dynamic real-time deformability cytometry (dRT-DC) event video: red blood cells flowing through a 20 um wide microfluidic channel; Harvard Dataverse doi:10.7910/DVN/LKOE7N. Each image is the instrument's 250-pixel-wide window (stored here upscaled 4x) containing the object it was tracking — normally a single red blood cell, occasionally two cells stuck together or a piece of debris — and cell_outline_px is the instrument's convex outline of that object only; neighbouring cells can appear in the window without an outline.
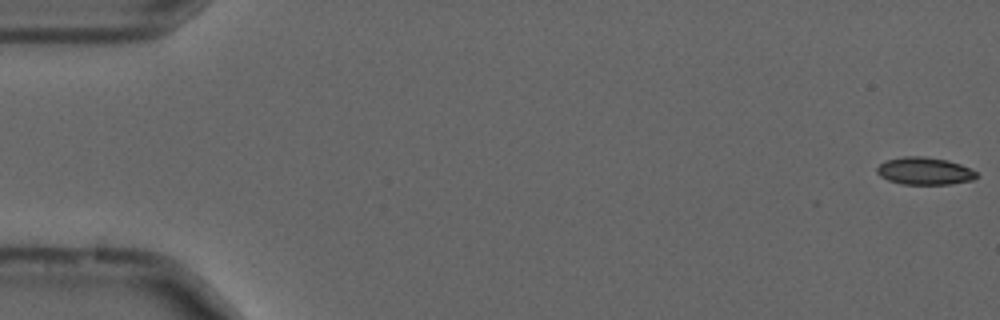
{"species": "common noctule bat (a hibernating species)", "species_latin": "Nyctalus noctula", "temperature_condition": "cold", "stored_images_in_passage": 56, "camera_frame_rate_fps": 3000, "um_per_image_px": 0.085, "animal": {"sex": "male", "forearm_length_mm": 52.5}, "frame": {"image": 1, "passage_image": 1, "time_ms": 0.0, "image_size_px": [1000, 320], "cell_outline_px": [[980, 176], [972, 180], [952, 184], [904, 184], [888, 180], [880, 176], [876, 172], [876, 168], [884, 160], [904, 156], [924, 156], [948, 160], [960, 164], [976, 172]], "centroid_in_image_um": [78.58, 14.53], "position_along_channel_um": 6.4, "area_um2": 16.01}}
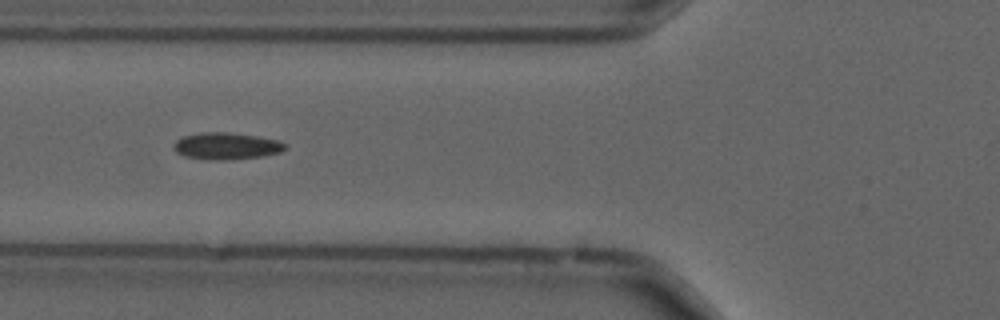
{"frame": {"image": 2, "passage_image": 21, "time_ms": 6.667, "image_size_px": [1000, 320], "cell_outline_px": [[288, 148], [280, 152], [260, 156], [228, 160], [216, 160], [184, 156], [176, 152], [172, 148], [172, 144], [180, 136], [200, 132], [228, 132], [256, 136], [280, 140], [288, 144]], "centroid_in_image_um": [19.23, 12.4], "position_along_channel_um": 106.6, "area_um2": 17.69}}
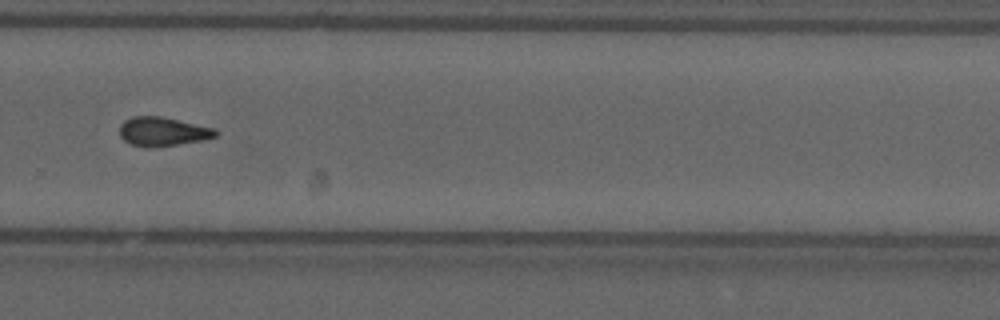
{"frame": {"image": 3, "passage_image": 38, "time_ms": 12.333, "image_size_px": [1000, 320], "cell_outline_px": [[220, 132], [216, 136], [204, 140], [152, 148], [148, 148], [132, 144], [124, 140], [120, 136], [120, 124], [124, 120], [132, 116], [160, 116], [216, 128]], "centroid_in_image_um": [13.85, 11.18], "position_along_channel_um": 316.0, "area_um2": 16.36}, "authors_computed_cell_mechanics": {"area_um2": 16.2707, "velocity_mm_per_s": 3.7038, "shape_relaxation_time_tau1_ms": 7.4933, "shape_relaxation_time_tau2_ms": 6.2425, "deformation_change_tau1": 0.1465, "deformation_change_tau2": 0.1328}}